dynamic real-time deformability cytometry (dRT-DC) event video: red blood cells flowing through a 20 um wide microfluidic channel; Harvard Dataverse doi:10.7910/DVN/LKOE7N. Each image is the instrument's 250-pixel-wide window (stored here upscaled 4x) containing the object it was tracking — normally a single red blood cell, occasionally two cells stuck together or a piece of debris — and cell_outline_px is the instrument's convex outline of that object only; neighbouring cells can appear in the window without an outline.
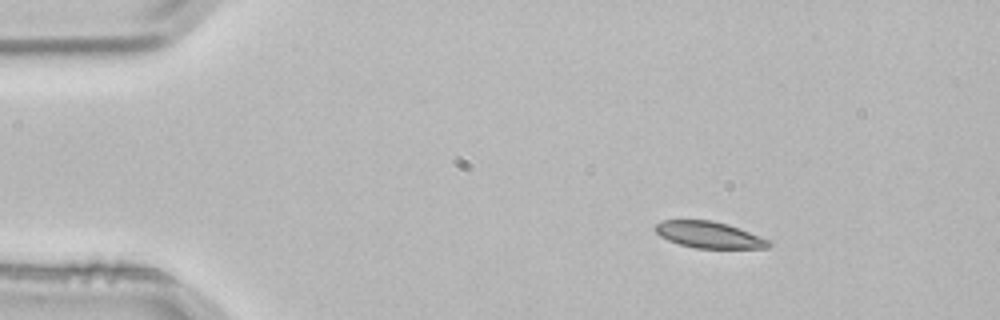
{"species": "common noctule bat (a hibernating species)", "species_latin": "Nyctalus noctula", "temperature_condition": "room temperature", "stored_images_in_passage": 3, "camera_frame_rate_fps": 3000, "um_per_image_px": 0.085, "animal": {"sex": "male", "body_mass_g": 21.5, "forearm_length_mm": 52.0}, "frame": {"image": 1, "passage_image": 1, "time_ms": 0.0, "image_size_px": [1000, 320], "cell_outline_px": [[772, 244], [768, 248], [696, 248], [680, 244], [668, 240], [660, 236], [652, 228], [656, 224], [664, 220], [712, 220], [728, 224], [768, 240]], "centroid_in_image_um": [60.22, 19.95], "position_along_channel_um": 24.8, "area_um2": 17.34}}
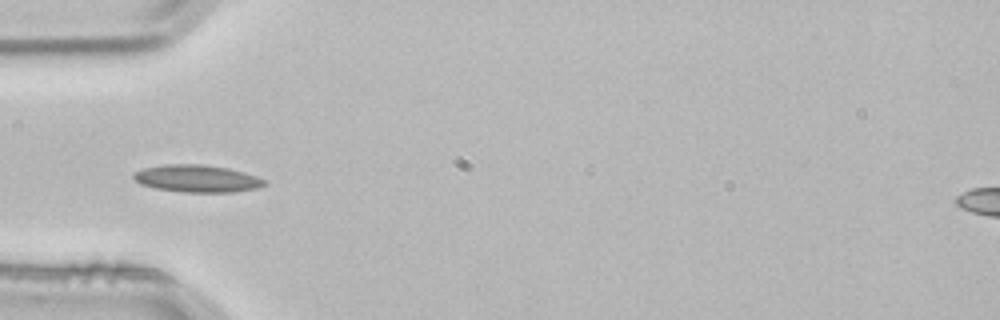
{"frame": {"image": 2, "passage_image": 3, "time_ms": 0.667, "image_size_px": [1000, 320], "cell_outline_px": [[268, 184], [256, 188], [232, 192], [180, 192], [156, 188], [140, 184], [132, 176], [132, 172], [144, 168], [164, 164], [200, 164], [228, 168], [244, 172], [268, 180]], "centroid_in_image_um": [16.75, 15.17], "position_along_channel_um": 68.2, "area_um2": 20.92}}